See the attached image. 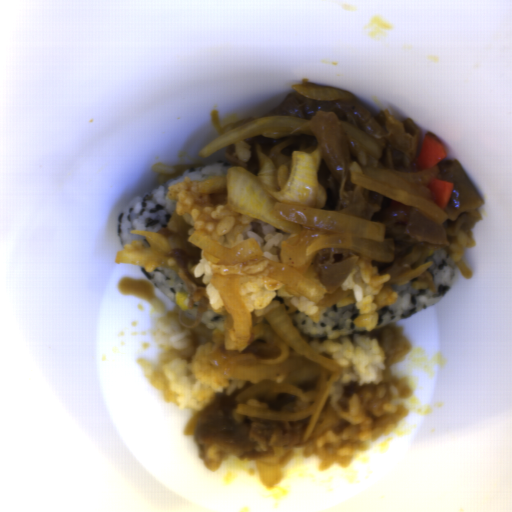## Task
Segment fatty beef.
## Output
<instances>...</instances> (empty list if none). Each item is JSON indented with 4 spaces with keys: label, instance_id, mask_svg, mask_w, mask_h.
<instances>
[{
    "label": "fatty beef",
    "instance_id": "1",
    "mask_svg": "<svg viewBox=\"0 0 512 512\" xmlns=\"http://www.w3.org/2000/svg\"><path fill=\"white\" fill-rule=\"evenodd\" d=\"M353 97V96H352ZM267 116H296L308 121L312 135L280 137L254 136L246 141L250 158L243 161L235 151V143L224 148L226 160L235 167L257 174L259 155L268 157L276 168H282L293 152L313 153L321 147L322 161L317 169L318 180L326 194L322 210L334 211L367 222L382 224L383 237L394 240L393 260L371 262L380 275L389 274L386 284L426 264L435 252L444 250L456 265L462 278L471 279L462 255L474 247L473 230L483 219L479 210L484 201L469 179L459 160H443L435 165L436 178L452 182V196L444 222H435L413 206L395 201L386 195L353 183L351 166L420 171L422 135L412 119L397 120L390 111L371 113L356 98L316 100L295 90L272 111L243 118L227 124L220 136L251 121ZM354 126L376 139L383 148V157L376 159L348 136L341 122Z\"/></svg>",
    "mask_w": 512,
    "mask_h": 512
},
{
    "label": "fatty beef",
    "instance_id": "3",
    "mask_svg": "<svg viewBox=\"0 0 512 512\" xmlns=\"http://www.w3.org/2000/svg\"><path fill=\"white\" fill-rule=\"evenodd\" d=\"M157 233L164 234L169 246L168 256L175 258L178 271L177 275L183 280L188 295L187 308L197 306V325L191 331L192 345L202 346L204 344H216L211 331L204 323L203 315L210 308L209 294L206 290L203 279L196 277V268L201 259L203 251L194 246L190 241V235L196 233L183 216L176 211L173 213L168 225Z\"/></svg>",
    "mask_w": 512,
    "mask_h": 512
},
{
    "label": "fatty beef",
    "instance_id": "5",
    "mask_svg": "<svg viewBox=\"0 0 512 512\" xmlns=\"http://www.w3.org/2000/svg\"><path fill=\"white\" fill-rule=\"evenodd\" d=\"M282 351L279 346L259 339L251 343L241 352L219 348L209 356L211 366L218 368L224 376H230L232 370L237 367L254 366L262 360L277 359Z\"/></svg>",
    "mask_w": 512,
    "mask_h": 512
},
{
    "label": "fatty beef",
    "instance_id": "11",
    "mask_svg": "<svg viewBox=\"0 0 512 512\" xmlns=\"http://www.w3.org/2000/svg\"><path fill=\"white\" fill-rule=\"evenodd\" d=\"M416 278H417L418 282L424 283L426 288H428L431 292L435 293L436 282H435L433 276L428 271V269L422 275L416 276Z\"/></svg>",
    "mask_w": 512,
    "mask_h": 512
},
{
    "label": "fatty beef",
    "instance_id": "4",
    "mask_svg": "<svg viewBox=\"0 0 512 512\" xmlns=\"http://www.w3.org/2000/svg\"><path fill=\"white\" fill-rule=\"evenodd\" d=\"M359 255L352 249H321L315 257L316 276L326 293L320 303V309H328L341 300L354 298L352 289H342L347 278L354 271Z\"/></svg>",
    "mask_w": 512,
    "mask_h": 512
},
{
    "label": "fatty beef",
    "instance_id": "7",
    "mask_svg": "<svg viewBox=\"0 0 512 512\" xmlns=\"http://www.w3.org/2000/svg\"><path fill=\"white\" fill-rule=\"evenodd\" d=\"M213 274L223 277L263 276L270 272L269 260L254 257L233 264L215 263L211 267Z\"/></svg>",
    "mask_w": 512,
    "mask_h": 512
},
{
    "label": "fatty beef",
    "instance_id": "6",
    "mask_svg": "<svg viewBox=\"0 0 512 512\" xmlns=\"http://www.w3.org/2000/svg\"><path fill=\"white\" fill-rule=\"evenodd\" d=\"M364 335L376 339L385 351L384 364L387 369L399 363L412 349V343L404 334V328L398 323H388Z\"/></svg>",
    "mask_w": 512,
    "mask_h": 512
},
{
    "label": "fatty beef",
    "instance_id": "8",
    "mask_svg": "<svg viewBox=\"0 0 512 512\" xmlns=\"http://www.w3.org/2000/svg\"><path fill=\"white\" fill-rule=\"evenodd\" d=\"M117 288L121 295H137L144 300H151L156 296L151 280L133 279L127 276L119 279Z\"/></svg>",
    "mask_w": 512,
    "mask_h": 512
},
{
    "label": "fatty beef",
    "instance_id": "10",
    "mask_svg": "<svg viewBox=\"0 0 512 512\" xmlns=\"http://www.w3.org/2000/svg\"><path fill=\"white\" fill-rule=\"evenodd\" d=\"M228 190L226 188L219 189L212 193H209L207 201L211 206H225L227 201Z\"/></svg>",
    "mask_w": 512,
    "mask_h": 512
},
{
    "label": "fatty beef",
    "instance_id": "2",
    "mask_svg": "<svg viewBox=\"0 0 512 512\" xmlns=\"http://www.w3.org/2000/svg\"><path fill=\"white\" fill-rule=\"evenodd\" d=\"M257 381H246L230 395L218 393L197 415L194 440L198 454L208 471H218L229 457L252 461L271 457L276 449L308 447L326 434L342 436L349 424L326 398L308 440H303L311 416L300 420H274L238 412L239 404L264 410L300 414L314 404L284 392L261 391L239 401L240 394Z\"/></svg>",
    "mask_w": 512,
    "mask_h": 512
},
{
    "label": "fatty beef",
    "instance_id": "12",
    "mask_svg": "<svg viewBox=\"0 0 512 512\" xmlns=\"http://www.w3.org/2000/svg\"><path fill=\"white\" fill-rule=\"evenodd\" d=\"M303 87H308V88H322V89H339L337 87H334V86H328V85H323V84H319V83H315V82H305L304 84H302ZM339 90H342V89H339Z\"/></svg>",
    "mask_w": 512,
    "mask_h": 512
},
{
    "label": "fatty beef",
    "instance_id": "9",
    "mask_svg": "<svg viewBox=\"0 0 512 512\" xmlns=\"http://www.w3.org/2000/svg\"><path fill=\"white\" fill-rule=\"evenodd\" d=\"M204 164L201 162H191L187 164H175L172 168L176 170L174 174H160L157 177V181L161 184H164L172 179L179 177L185 169L194 168V167H202Z\"/></svg>",
    "mask_w": 512,
    "mask_h": 512
}]
</instances>
